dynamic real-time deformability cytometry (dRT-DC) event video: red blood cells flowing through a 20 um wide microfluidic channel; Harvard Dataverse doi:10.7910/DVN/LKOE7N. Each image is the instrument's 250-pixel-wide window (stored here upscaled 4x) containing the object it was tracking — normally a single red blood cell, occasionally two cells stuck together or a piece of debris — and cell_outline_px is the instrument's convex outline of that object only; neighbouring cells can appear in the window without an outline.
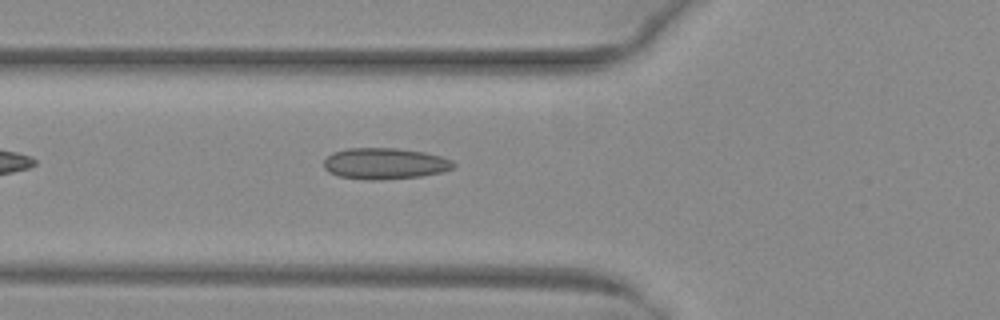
{"species": "common noctule bat (a hibernating species)", "species_latin": "Nyctalus noctula", "temperature_condition": "warm", "stored_images_in_passage": 31, "camera_frame_rate_fps": 3000, "um_per_image_px": 0.085, "animal": {"sex": "female", "body_mass_g": 29.2, "forearm_length_mm": 56.3}, "frame": {"image": 1, "passage_image": 3, "time_ms": 0.667, "image_size_px": [1000, 320], "cell_outline_px": [[456, 164], [452, 168], [444, 172], [420, 176], [380, 180], [368, 180], [340, 176], [328, 172], [324, 168], [324, 160], [332, 152], [348, 148], [396, 148], [424, 152], [440, 156], [452, 160]], "centroid_in_image_um": [32.71, 13.9], "position_along_channel_um": 93.1, "area_um2": 23.64}}
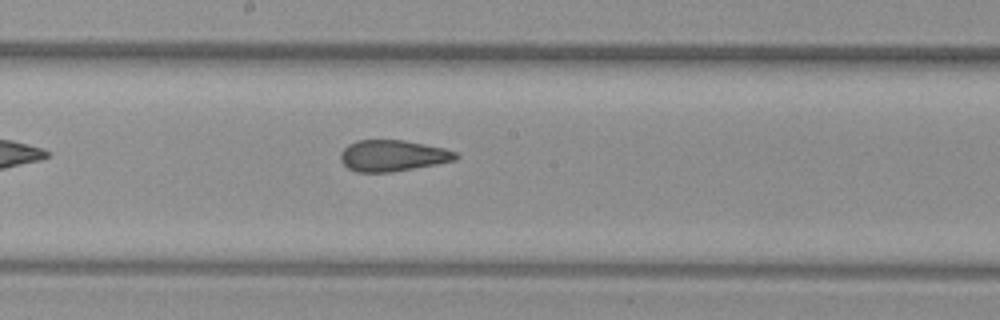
{"frame": {"image": 2, "passage_image": 12, "time_ms": 3.667, "image_size_px": [1000, 320], "cell_outline_px": [[460, 156], [456, 160], [436, 164], [392, 172], [356, 172], [348, 168], [340, 160], [340, 152], [348, 144], [356, 140], [404, 140], [444, 148], [456, 152]], "centroid_in_image_um": [33.37, 13.23], "position_along_channel_um": 214.8, "area_um2": 21.04}}
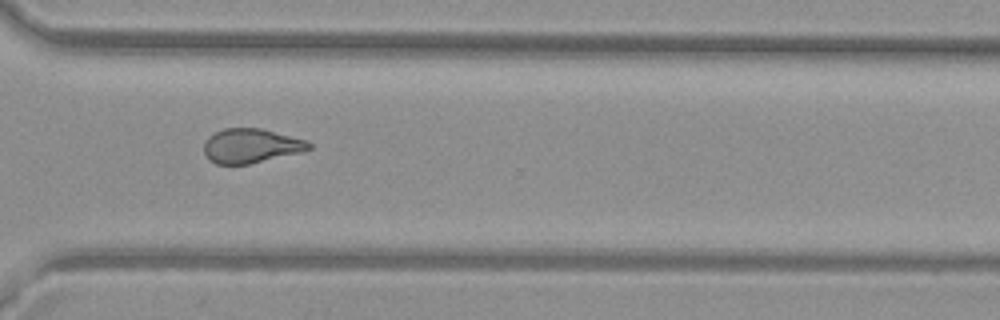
{"frame": {"image": 3, "passage_image": 22, "time_ms": 7.0, "image_size_px": [1000, 320], "cell_outline_px": [[312, 148], [304, 152], [248, 164], [216, 164], [208, 160], [204, 152], [204, 140], [208, 136], [224, 128], [260, 128], [308, 140], [312, 144]], "centroid_in_image_um": [21.35, 12.4], "position_along_channel_um": 349.3, "area_um2": 21.27}, "authors_computed_cell_mechanics": {"area_um2": 21.7906, "velocity_mm_per_s": 4.0411, "shape_relaxation_time_tau1_ms": null, "shape_relaxation_time_tau2_ms": 1.3938, "deformation_change_tau1": null, "deformation_change_tau2": 0.0834}}